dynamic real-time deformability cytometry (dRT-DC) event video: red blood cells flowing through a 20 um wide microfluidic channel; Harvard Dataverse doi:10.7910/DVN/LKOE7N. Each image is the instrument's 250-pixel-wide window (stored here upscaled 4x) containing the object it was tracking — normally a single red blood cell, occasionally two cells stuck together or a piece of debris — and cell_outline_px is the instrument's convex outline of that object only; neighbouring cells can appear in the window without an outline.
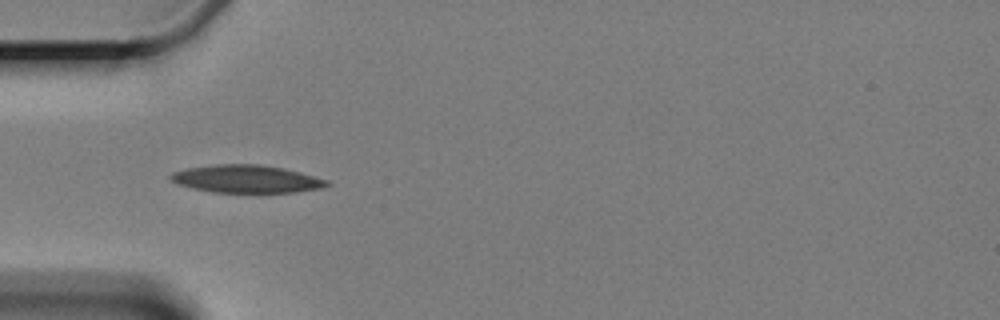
{"species": "Egyptian fruit bat (a non-hibernating species)", "species_latin": "Rousettus aegyptiacus", "temperature_condition": "cold", "stored_images_in_passage": 7, "camera_frame_rate_fps": 3000, "um_per_image_px": 0.085, "animal": {"sex": "female"}, "frame": {"image": 1, "passage_image": 5, "time_ms": 5.0, "image_size_px": [1000, 320], "cell_outline_px": [[332, 184], [320, 188], [296, 192], [212, 192], [192, 188], [176, 184], [168, 176], [172, 172], [188, 168], [216, 164], [260, 164], [284, 168], [300, 172], [328, 180]], "centroid_in_image_um": [20.94, 15.2], "position_along_channel_um": 64.1, "area_um2": 25.26}}
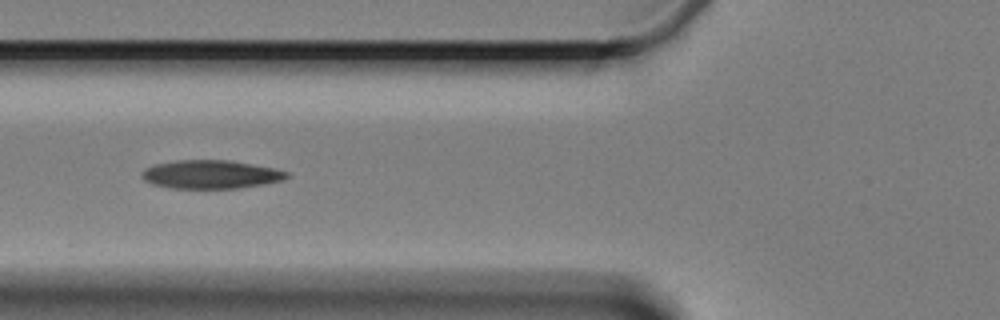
{"frame": {"image": 2, "passage_image": 6, "time_ms": 6.333, "image_size_px": [1000, 320], "cell_outline_px": [[292, 176], [284, 180], [264, 184], [240, 188], [168, 188], [152, 184], [144, 180], [140, 172], [144, 168], [156, 164], [176, 160], [228, 160], [276, 168], [288, 172]], "centroid_in_image_um": [17.94, 14.82], "position_along_channel_um": 107.9, "area_um2": 24.28}}
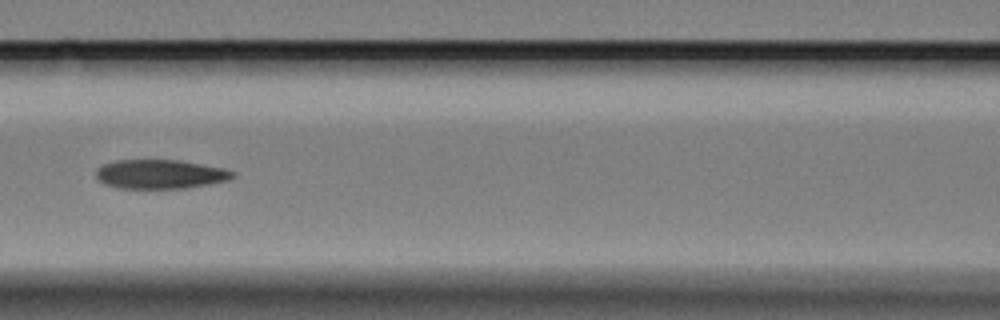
{"frame": {"image": 3, "passage_image": 7, "time_ms": 7.667, "image_size_px": [1000, 320], "cell_outline_px": [[236, 176], [228, 180], [208, 184], [184, 188], [116, 188], [104, 184], [96, 176], [96, 168], [104, 164], [116, 160], [176, 160], [224, 168], [236, 172]], "centroid_in_image_um": [13.61, 14.8], "position_along_channel_um": 153.0, "area_um2": 23.12}}